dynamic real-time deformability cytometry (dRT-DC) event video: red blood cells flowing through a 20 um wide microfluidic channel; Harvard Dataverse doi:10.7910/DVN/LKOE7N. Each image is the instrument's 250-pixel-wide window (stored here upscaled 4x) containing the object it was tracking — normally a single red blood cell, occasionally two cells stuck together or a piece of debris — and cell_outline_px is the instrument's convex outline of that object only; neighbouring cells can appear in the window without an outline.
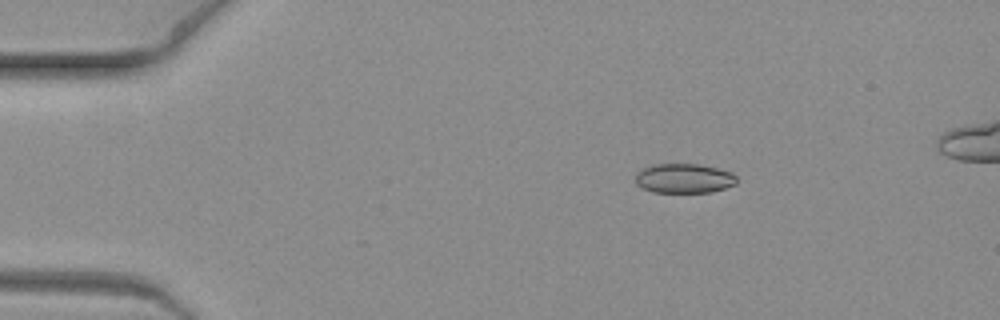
{"species": "common noctule bat (a hibernating species)", "species_latin": "Nyctalus noctula", "temperature_condition": "warm", "stored_images_in_passage": 6, "camera_frame_rate_fps": 3000, "um_per_image_px": 0.085, "animal": {"sex": "female", "body_mass_g": 19.3, "forearm_length_mm": 54.1}, "frame": {"image": 1, "passage_image": 1, "time_ms": 0.0, "image_size_px": [1000, 320], "cell_outline_px": [[736, 184], [712, 192], [652, 192], [636, 184], [636, 176], [644, 168], [652, 164], [700, 164], [732, 172], [736, 176]], "centroid_in_image_um": [58.17, 15.16], "position_along_channel_um": 26.8, "area_um2": 17.28}}
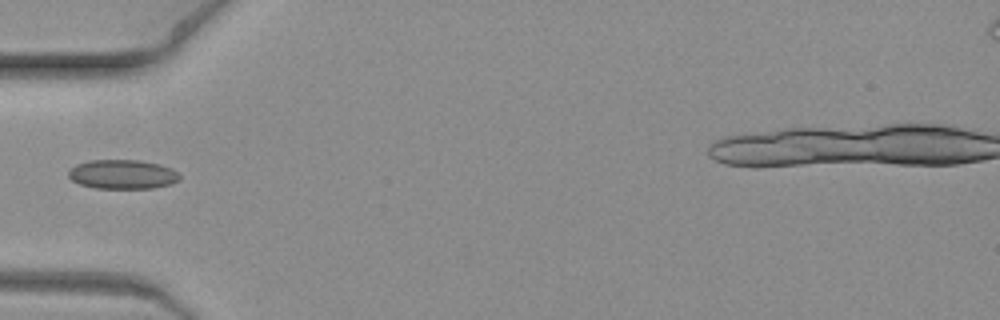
{"frame": {"image": 2, "passage_image": 4, "time_ms": 1.0, "image_size_px": [1000, 320], "cell_outline_px": [[180, 180], [172, 184], [152, 188], [96, 188], [80, 184], [72, 180], [68, 176], [68, 172], [76, 164], [88, 160], [140, 160], [160, 164], [172, 168], [180, 176]], "centroid_in_image_um": [10.43, 14.81], "position_along_channel_um": 74.6, "area_um2": 19.02}}
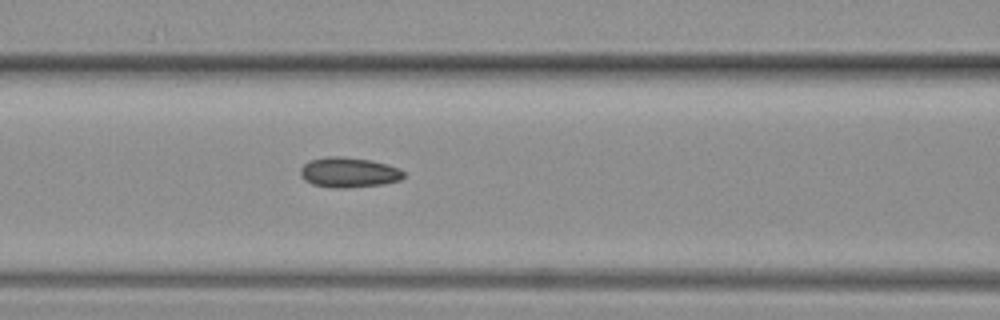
{"frame": {"image": 3, "passage_image": 6, "time_ms": 1.667, "image_size_px": [1000, 320], "cell_outline_px": [[404, 176], [400, 180], [384, 184], [348, 188], [332, 188], [312, 184], [304, 180], [300, 176], [300, 168], [308, 160], [328, 156], [340, 156], [368, 160], [388, 164], [400, 168], [404, 172]], "centroid_in_image_um": [29.62, 14.66], "position_along_channel_um": 137.0, "area_um2": 18.32}}